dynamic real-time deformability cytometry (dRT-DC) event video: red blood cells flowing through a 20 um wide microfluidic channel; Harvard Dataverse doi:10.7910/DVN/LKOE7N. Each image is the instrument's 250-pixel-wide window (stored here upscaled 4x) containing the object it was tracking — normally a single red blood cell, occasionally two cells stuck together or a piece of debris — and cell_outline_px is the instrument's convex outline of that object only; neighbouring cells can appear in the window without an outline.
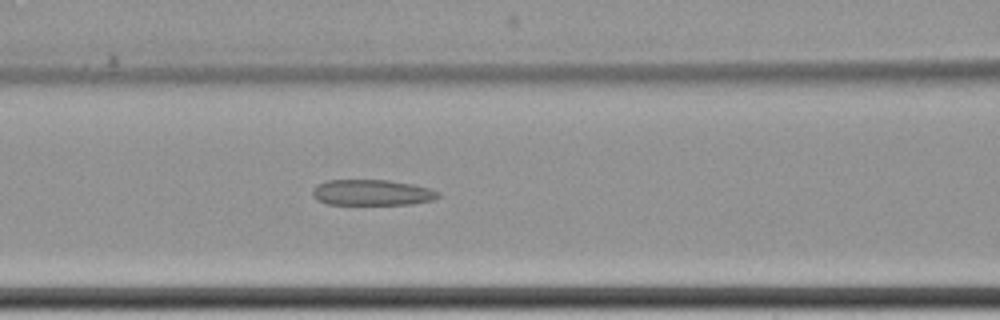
{"species": "common noctule bat (a hibernating species)", "species_latin": "Nyctalus noctula", "temperature_condition": "cold", "stored_images_in_passage": 8, "camera_frame_rate_fps": 3000, "um_per_image_px": 0.085, "animal": {"sex": "female", "body_mass_g": 22.7, "forearm_length_mm": 54.2}, "frame": {"image": 1, "passage_image": 8, "time_ms": 9.333, "image_size_px": [1000, 320], "cell_outline_px": [[440, 196], [432, 200], [412, 204], [328, 204], [316, 200], [312, 196], [312, 188], [316, 184], [328, 180], [388, 180], [412, 184], [428, 188], [440, 192]], "centroid_in_image_um": [31.58, 16.36], "position_along_channel_um": 135.0, "area_um2": 18.96}}